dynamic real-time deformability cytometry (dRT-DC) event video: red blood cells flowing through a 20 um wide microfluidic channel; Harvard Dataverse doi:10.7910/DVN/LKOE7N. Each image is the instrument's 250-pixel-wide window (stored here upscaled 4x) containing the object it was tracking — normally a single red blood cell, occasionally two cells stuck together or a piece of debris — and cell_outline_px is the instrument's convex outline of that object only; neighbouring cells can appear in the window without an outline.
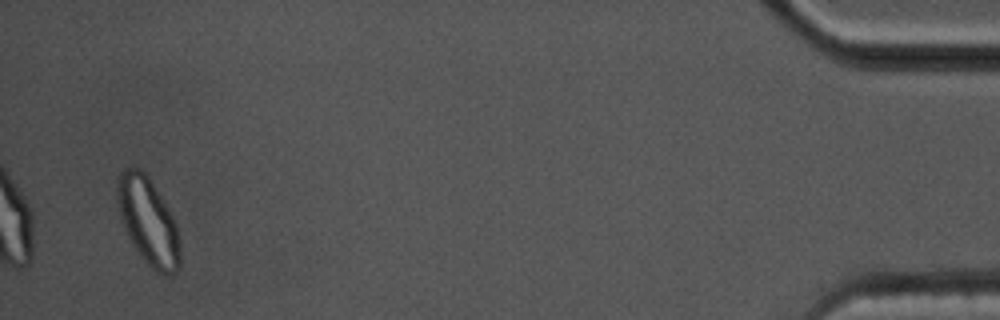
{"species": "common noctule bat (a hibernating species)", "species_latin": "Nyctalus noctula", "temperature_condition": "cold", "stored_images_in_passage": 47, "segment_of_instrument_passage": [2, 3], "camera_frame_rate_fps": 3000, "um_per_image_px": 0.085, "animal": {"sex": "male", "body_mass_g": 17.5, "forearm_length_mm": 52.3}, "frame": {"image": 1, "passage_image": 44, "time_ms": 14.333, "image_size_px": [1000, 320], "cell_outline_px": [[180, 268], [176, 272], [168, 276], [156, 272], [140, 256], [132, 244], [124, 228], [116, 200], [116, 180], [120, 172], [124, 168], [132, 164], [140, 168], [148, 176], [168, 208], [176, 224], [180, 244]], "centroid_in_image_um": [12.57, 18.78], "position_along_channel_um": 422.6, "area_um2": 32.25}}